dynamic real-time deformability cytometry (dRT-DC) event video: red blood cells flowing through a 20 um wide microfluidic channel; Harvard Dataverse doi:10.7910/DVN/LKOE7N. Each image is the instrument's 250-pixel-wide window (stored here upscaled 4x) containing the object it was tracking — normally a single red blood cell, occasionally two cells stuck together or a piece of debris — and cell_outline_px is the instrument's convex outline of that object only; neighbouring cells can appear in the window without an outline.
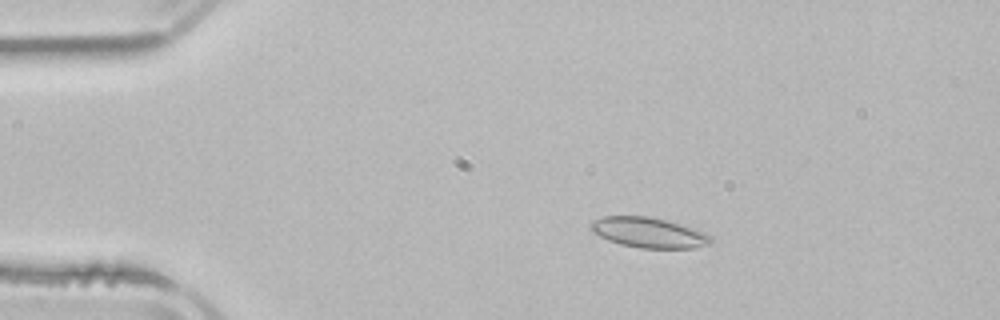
{"species": "common noctule bat (a hibernating species)", "species_latin": "Nyctalus noctula", "temperature_condition": "room temperature", "stored_images_in_passage": 4, "camera_frame_rate_fps": 3000, "um_per_image_px": 0.085, "animal": {"sex": "male", "body_mass_g": 21.5, "forearm_length_mm": 52.0}, "frame": {"image": 1, "passage_image": 2, "time_ms": 1.0, "image_size_px": [1000, 320], "cell_outline_px": [[712, 244], [696, 248], [640, 248], [620, 244], [608, 240], [592, 232], [588, 228], [588, 224], [592, 220], [604, 216], [648, 216], [668, 220], [704, 232], [712, 236]], "centroid_in_image_um": [55.12, 19.77], "position_along_channel_um": 29.9, "area_um2": 21.44}}